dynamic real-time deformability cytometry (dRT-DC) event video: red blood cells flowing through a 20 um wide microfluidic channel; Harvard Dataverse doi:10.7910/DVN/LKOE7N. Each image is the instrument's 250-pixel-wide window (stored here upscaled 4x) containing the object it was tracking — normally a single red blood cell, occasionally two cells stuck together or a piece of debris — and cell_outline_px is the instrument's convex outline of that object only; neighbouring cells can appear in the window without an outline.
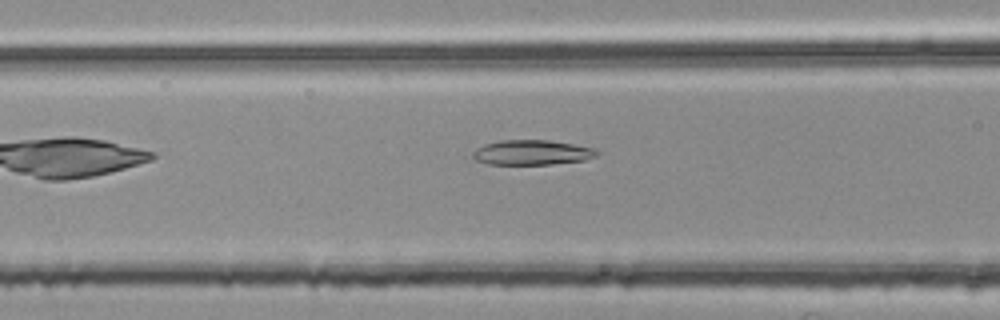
{"species": "common noctule bat (a hibernating species)", "species_latin": "Nyctalus noctula", "temperature_condition": "room temperature", "stored_images_in_passage": 34, "camera_frame_rate_fps": 3000, "um_per_image_px": 0.085, "animal": {"sex": "female", "body_mass_g": 25.1}, "frame": {"image": 1, "passage_image": 8, "time_ms": 2.333, "image_size_px": [1000, 320], "cell_outline_px": [[600, 152], [596, 156], [584, 160], [552, 164], [488, 164], [476, 160], [472, 156], [472, 152], [476, 148], [484, 144], [500, 140], [548, 140], [596, 148]], "centroid_in_image_um": [45.21, 12.96], "position_along_channel_um": 121.4, "area_um2": 18.03}}
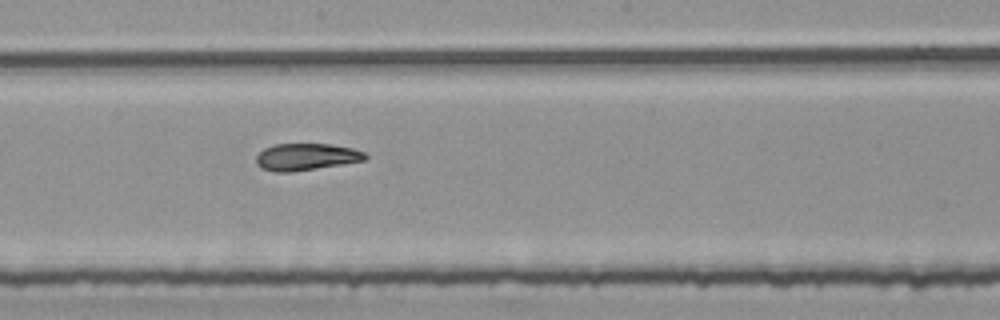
{"frame": {"image": 2, "passage_image": 16, "time_ms": 5.0, "image_size_px": [1000, 320], "cell_outline_px": [[368, 156], [364, 160], [344, 164], [292, 172], [276, 172], [260, 168], [256, 164], [256, 156], [264, 148], [272, 144], [332, 144], [352, 148], [364, 152]], "centroid_in_image_um": [26.0, 13.33], "position_along_channel_um": 222.2, "area_um2": 17.22}}
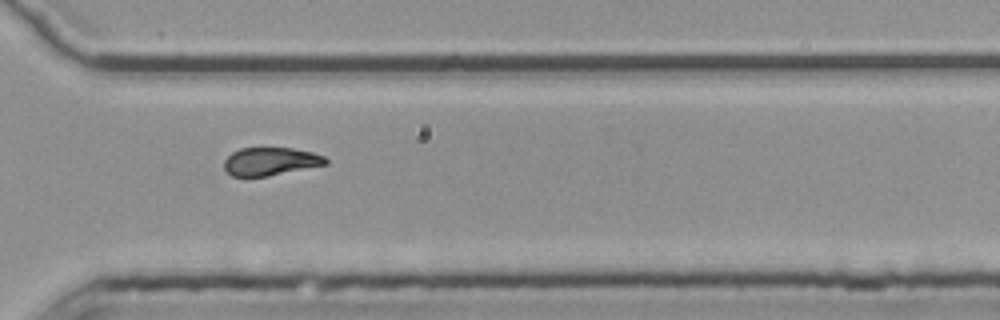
{"frame": {"image": 3, "passage_image": 26, "time_ms": 8.333, "image_size_px": [1000, 320], "cell_outline_px": [[328, 164], [268, 176], [232, 176], [224, 168], [224, 160], [232, 152], [240, 148], [292, 148], [312, 152], [324, 156], [328, 160]], "centroid_in_image_um": [23.0, 13.71], "position_along_channel_um": 347.6, "area_um2": 16.53}, "authors_computed_cell_mechanics": {"area_um2": 17.9758, "velocity_mm_per_s": 3.7716, "shape_relaxation_time_tau1_ms": 4.8058, "shape_relaxation_time_tau2_ms": 2.0156, "deformation_change_tau1": 0.1807, "deformation_change_tau2": 0.0757}}